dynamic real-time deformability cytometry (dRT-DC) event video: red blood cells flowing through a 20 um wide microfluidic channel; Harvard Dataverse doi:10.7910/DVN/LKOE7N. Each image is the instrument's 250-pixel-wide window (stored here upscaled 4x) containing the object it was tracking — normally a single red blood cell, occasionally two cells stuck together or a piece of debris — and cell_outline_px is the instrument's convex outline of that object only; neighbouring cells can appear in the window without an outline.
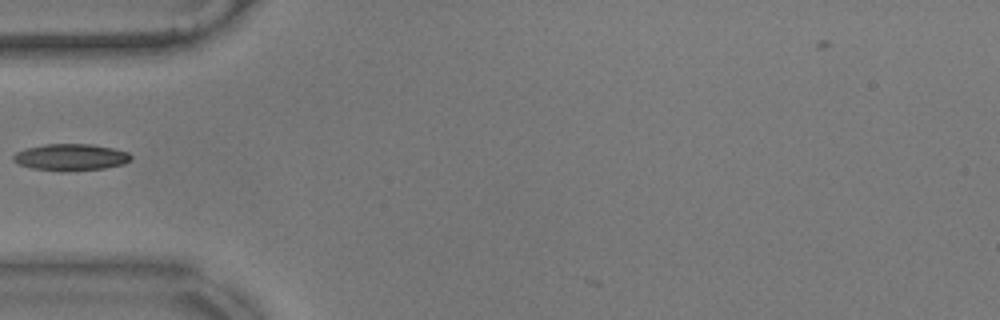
{"species": "common noctule bat (a hibernating species)", "species_latin": "Nyctalus noctula", "temperature_condition": "warm", "stored_images_in_passage": 29, "camera_frame_rate_fps": 3000, "um_per_image_px": 0.085, "animal": {"sex": "male", "body_mass_g": 17.9}, "frame": {"image": 1, "passage_image": 1, "time_ms": 0.0, "image_size_px": [1000, 320], "cell_outline_px": [[132, 160], [124, 164], [104, 168], [32, 168], [20, 164], [12, 160], [12, 156], [16, 152], [24, 148], [44, 144], [92, 144], [112, 148], [128, 152], [132, 156]], "centroid_in_image_um": [6.03, 13.3], "position_along_channel_um": 79.0, "area_um2": 17.46}}
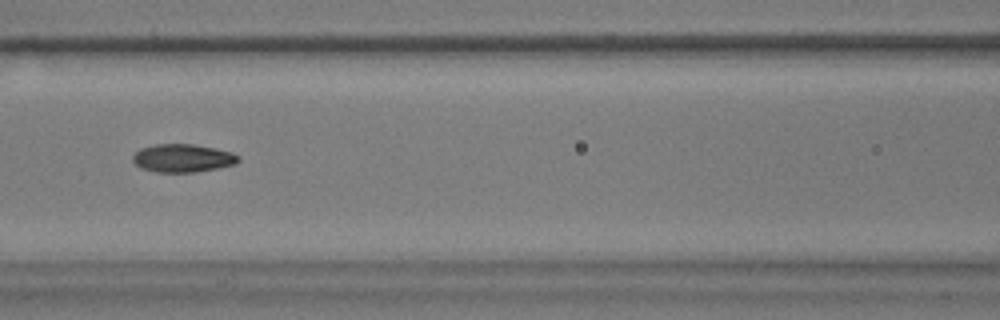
{"frame": {"image": 2, "passage_image": 7, "time_ms": 2.0, "image_size_px": [1000, 320], "cell_outline_px": [[240, 160], [236, 164], [196, 172], [156, 172], [140, 168], [132, 160], [132, 156], [140, 148], [156, 144], [192, 144], [232, 152], [240, 156]], "centroid_in_image_um": [15.52, 13.44], "position_along_channel_um": 151.1, "area_um2": 17.28}}
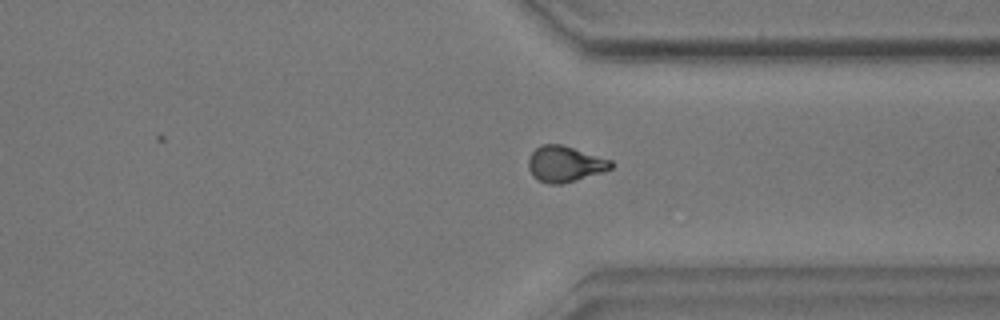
{"frame": {"image": 3, "passage_image": 25, "time_ms": 8.0, "image_size_px": [1000, 320], "cell_outline_px": [[612, 168], [604, 172], [576, 180], [560, 184], [552, 184], [536, 180], [532, 176], [528, 168], [528, 160], [532, 152], [540, 144], [560, 144], [612, 160]], "centroid_in_image_um": [48.0, 13.94], "position_along_channel_um": 363.4, "area_um2": 17.28}}